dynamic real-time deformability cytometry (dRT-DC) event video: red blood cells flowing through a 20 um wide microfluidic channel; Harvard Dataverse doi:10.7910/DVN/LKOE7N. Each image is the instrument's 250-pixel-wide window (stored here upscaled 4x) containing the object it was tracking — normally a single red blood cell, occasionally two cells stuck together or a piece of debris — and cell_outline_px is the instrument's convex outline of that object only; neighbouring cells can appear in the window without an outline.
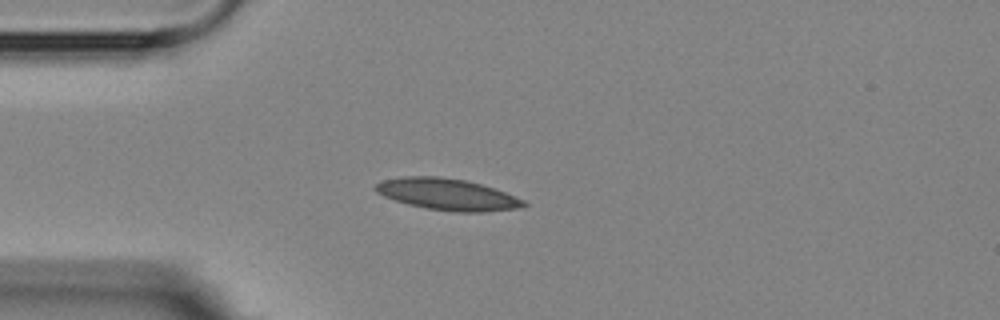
{"species": "Egyptian fruit bat (a non-hibernating species)", "species_latin": "Rousettus aegyptiacus", "temperature_condition": "room temperature", "stored_images_in_passage": 4, "camera_frame_rate_fps": 3000, "um_per_image_px": 0.085, "animal": {"sex": "female"}, "frame": {"image": 1, "passage_image": 1, "time_ms": 0.0, "image_size_px": [1000, 320], "cell_outline_px": [[528, 204], [524, 208], [480, 212], [456, 212], [428, 208], [408, 204], [384, 196], [376, 192], [372, 188], [380, 180], [400, 176], [436, 176], [464, 180], [480, 184], [504, 192], [524, 200]], "centroid_in_image_um": [38.0, 16.52], "position_along_channel_um": 47.0, "area_um2": 27.17}}
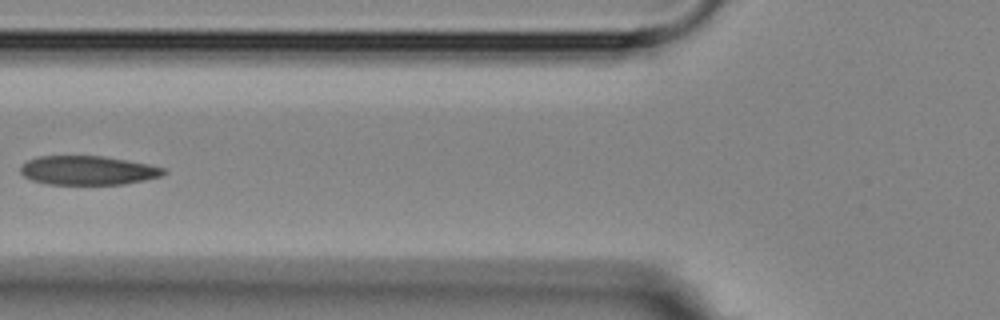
{"frame": {"image": 2, "passage_image": 3, "time_ms": 2.333, "image_size_px": [1000, 320], "cell_outline_px": [[168, 172], [160, 176], [144, 180], [124, 184], [48, 184], [32, 180], [24, 176], [20, 172], [20, 164], [36, 156], [104, 156], [148, 164], [168, 168]], "centroid_in_image_um": [7.47, 14.47], "position_along_channel_um": 118.3, "area_um2": 24.33}}
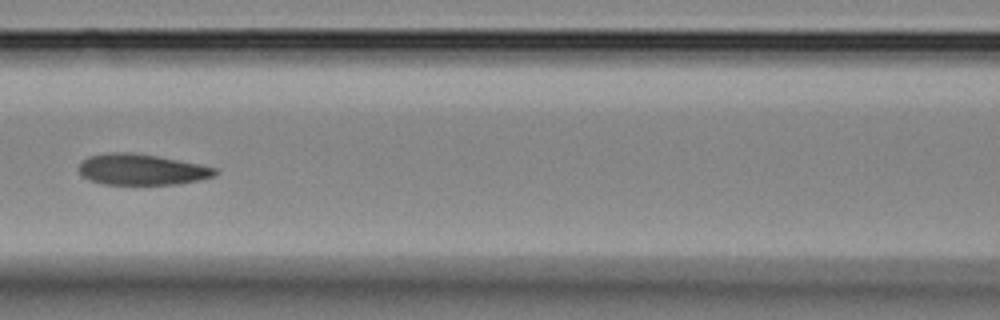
{"frame": {"image": 3, "passage_image": 4, "time_ms": 3.333, "image_size_px": [1000, 320], "cell_outline_px": [[216, 176], [200, 180], [180, 184], [104, 184], [88, 180], [80, 176], [76, 168], [80, 160], [88, 156], [108, 152], [132, 152], [160, 156], [200, 164], [216, 168]], "centroid_in_image_um": [11.97, 14.4], "position_along_channel_um": 154.6, "area_um2": 25.14}}